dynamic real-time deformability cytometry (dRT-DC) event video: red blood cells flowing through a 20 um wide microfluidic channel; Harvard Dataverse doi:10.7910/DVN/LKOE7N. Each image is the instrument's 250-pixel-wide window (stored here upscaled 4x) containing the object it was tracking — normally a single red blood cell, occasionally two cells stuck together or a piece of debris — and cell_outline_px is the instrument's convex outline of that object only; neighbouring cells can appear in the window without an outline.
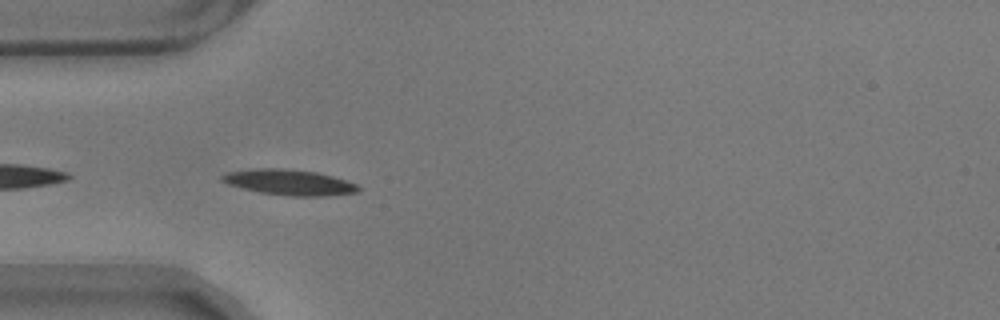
{"species": "common noctule bat (a hibernating species)", "species_latin": "Nyctalus noctula", "temperature_condition": "warm", "stored_images_in_passage": 37, "camera_frame_rate_fps": 3000, "um_per_image_px": 0.085, "animal": {"sex": "male", "body_mass_g": 17.9}, "frame": {"image": 1, "passage_image": 2, "time_ms": 0.333, "image_size_px": [1000, 320], "cell_outline_px": [[360, 192], [324, 196], [292, 196], [260, 192], [228, 184], [220, 180], [220, 176], [228, 172], [252, 168], [284, 168], [316, 172], [332, 176], [356, 184], [360, 188]], "centroid_in_image_um": [24.58, 15.49], "position_along_channel_um": 60.4, "area_um2": 20.23}}
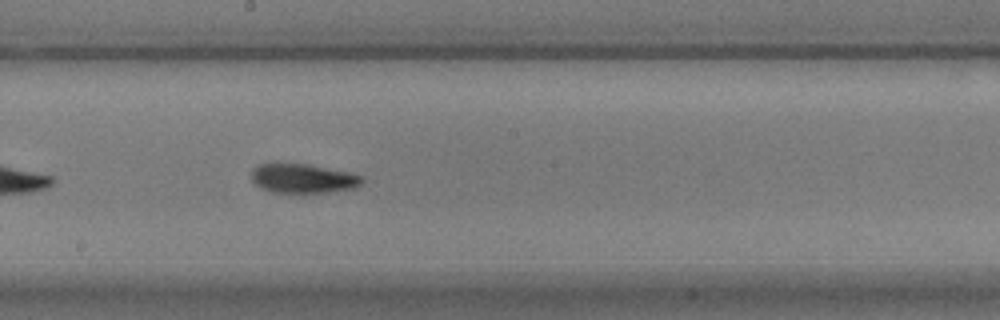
{"frame": {"image": 2, "passage_image": 16, "time_ms": 5.0, "image_size_px": [1000, 320], "cell_outline_px": [[364, 180], [360, 184], [352, 188], [328, 192], [272, 192], [260, 188], [252, 180], [252, 168], [256, 164], [272, 160], [276, 160], [308, 164], [348, 172], [364, 176]], "centroid_in_image_um": [25.66, 15.1], "position_along_channel_um": 222.5, "area_um2": 19.48}}
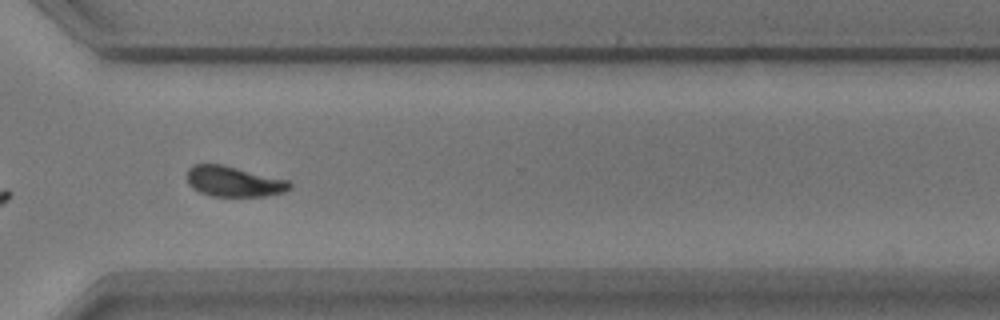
{"frame": {"image": 3, "passage_image": 27, "time_ms": 8.667, "image_size_px": [1000, 320], "cell_outline_px": [[292, 188], [284, 192], [264, 196], [212, 196], [200, 192], [192, 188], [188, 184], [188, 168], [192, 164], [224, 164], [288, 180], [292, 184]], "centroid_in_image_um": [19.87, 15.42], "position_along_channel_um": 350.7, "area_um2": 18.32}, "authors_computed_cell_mechanics": {"area_um2": 18.7272, "velocity_mm_per_s": 3.4973, "shape_relaxation_time_tau1_ms": 3.5663, "shape_relaxation_time_tau2_ms": 2.2834, "deformation_change_tau1": 0.1353, "deformation_change_tau2": 0.0784}}